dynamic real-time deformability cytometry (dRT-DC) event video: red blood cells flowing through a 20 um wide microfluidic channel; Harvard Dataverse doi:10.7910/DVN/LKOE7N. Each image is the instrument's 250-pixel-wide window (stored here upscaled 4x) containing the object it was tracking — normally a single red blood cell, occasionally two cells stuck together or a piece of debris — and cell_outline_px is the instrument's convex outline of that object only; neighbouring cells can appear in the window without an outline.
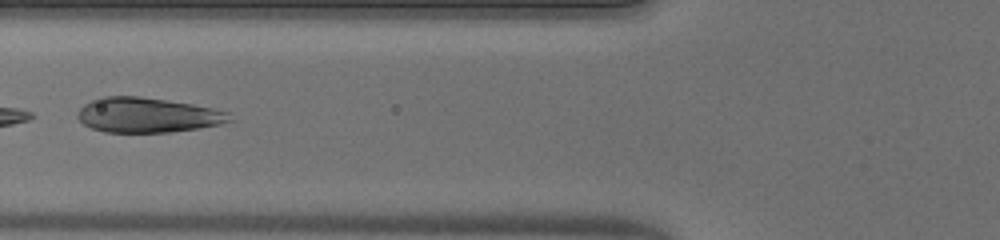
{"species": "human", "species_latin": "Homo sapiens", "temperature_condition": "warm", "stored_images_in_passage": 24, "segment_of_instrument_passage": [2, 2], "camera_frame_rate_fps": 3000, "um_per_image_px": 0.085, "donor": {"sex": "male"}, "frame": {"image": 1, "passage_image": 19, "time_ms": 6.0, "image_size_px": [1000, 240], "cell_outline_px": [[232, 120], [220, 124], [200, 128], [172, 132], [104, 132], [92, 128], [84, 124], [76, 116], [80, 108], [84, 104], [100, 96], [140, 96], [192, 104], [212, 108], [228, 112]], "centroid_in_image_um": [12.51, 9.78], "position_along_channel_um": 113.3, "area_um2": 30.87}}